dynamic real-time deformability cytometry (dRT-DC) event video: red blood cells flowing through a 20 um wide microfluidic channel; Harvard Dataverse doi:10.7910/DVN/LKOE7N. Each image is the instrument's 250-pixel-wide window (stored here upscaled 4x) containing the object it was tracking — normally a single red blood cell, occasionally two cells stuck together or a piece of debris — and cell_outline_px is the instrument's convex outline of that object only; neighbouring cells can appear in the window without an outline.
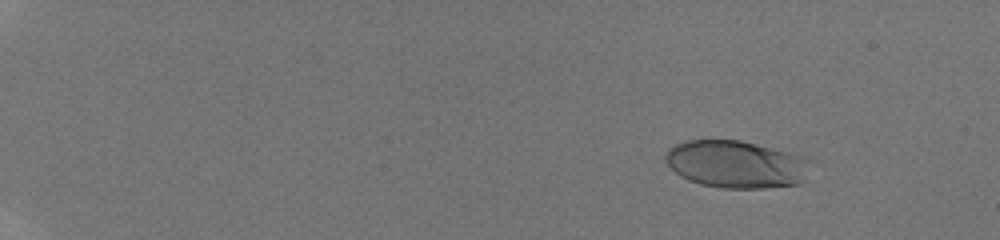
{"species": "human", "species_latin": "Homo sapiens", "temperature_condition": "room temperature", "stored_images_in_passage": 21, "camera_frame_rate_fps": 3000, "um_per_image_px": 0.085, "donor": {"sex": "male"}, "frame": {"image": 1, "passage_image": 7, "time_ms": 2.333, "image_size_px": [1000, 240], "cell_outline_px": [[804, 180], [800, 184], [764, 188], [724, 188], [700, 184], [688, 180], [680, 176], [664, 160], [664, 156], [668, 148], [676, 144], [688, 140], [704, 136], [740, 140], [788, 152], [800, 156], [804, 160]], "centroid_in_image_um": [62.42, 13.92], "position_along_channel_um": 22.6, "area_um2": 40.17}}
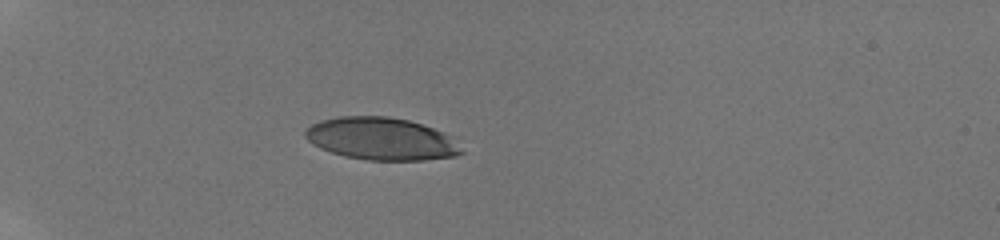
{"frame": {"image": 2, "passage_image": 16, "time_ms": 6.0, "image_size_px": [1000, 240], "cell_outline_px": [[464, 152], [456, 156], [424, 160], [368, 160], [344, 156], [320, 148], [308, 140], [304, 136], [304, 132], [312, 124], [320, 120], [336, 116], [388, 116], [408, 120], [444, 132], [452, 136]], "centroid_in_image_um": [32.41, 11.79], "position_along_channel_um": 52.6, "area_um2": 38.67}}
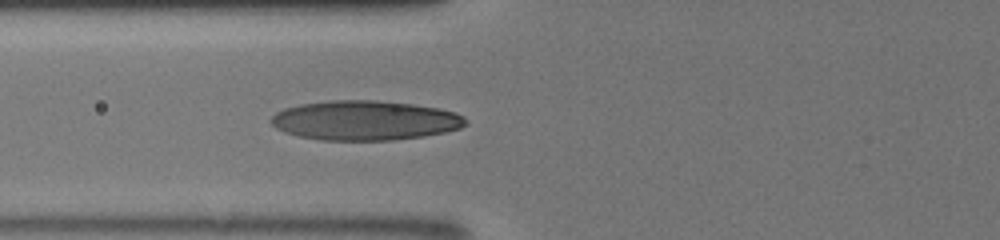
{"frame": {"image": 3, "passage_image": 21, "time_ms": 8.0, "image_size_px": [1000, 240], "cell_outline_px": [[468, 124], [460, 128], [444, 132], [424, 136], [392, 140], [320, 140], [300, 136], [276, 128], [268, 120], [276, 112], [284, 108], [300, 104], [328, 100], [376, 100], [412, 104], [440, 108], [456, 112], [464, 116], [468, 120]], "centroid_in_image_um": [31.05, 10.23], "position_along_channel_um": 94.8, "area_um2": 45.08}}